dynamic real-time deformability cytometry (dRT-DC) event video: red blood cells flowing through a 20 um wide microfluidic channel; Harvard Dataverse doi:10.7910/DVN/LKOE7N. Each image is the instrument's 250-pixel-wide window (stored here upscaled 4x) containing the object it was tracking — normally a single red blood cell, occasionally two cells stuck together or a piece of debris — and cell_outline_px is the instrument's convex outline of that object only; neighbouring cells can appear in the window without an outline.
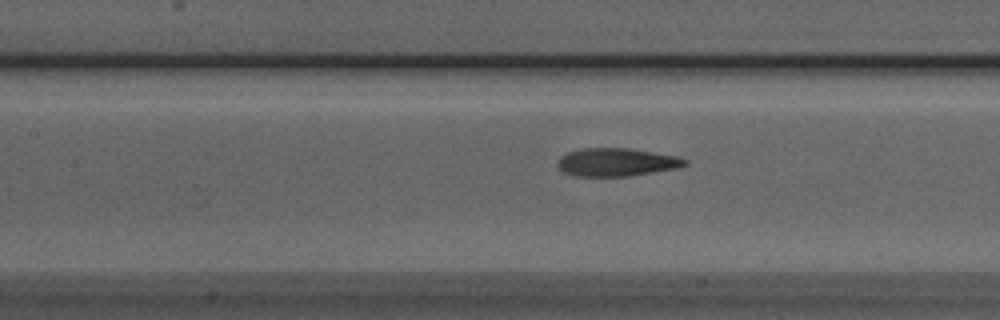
{"species": "Egyptian fruit bat (a non-hibernating species)", "species_latin": "Rousettus aegyptiacus", "temperature_condition": "room temperature", "stored_images_in_passage": 44, "camera_frame_rate_fps": 3000, "um_per_image_px": 0.085, "animal": {"sex": "male"}, "frame": {"image": 1, "passage_image": 22, "time_ms": 7.0, "image_size_px": [1000, 320], "cell_outline_px": [[688, 164], [676, 168], [628, 176], [576, 176], [564, 172], [556, 164], [560, 156], [568, 152], [584, 148], [628, 148], [680, 156], [688, 160]], "centroid_in_image_um": [52.42, 13.78], "position_along_channel_um": 155.0, "area_um2": 20.81}}
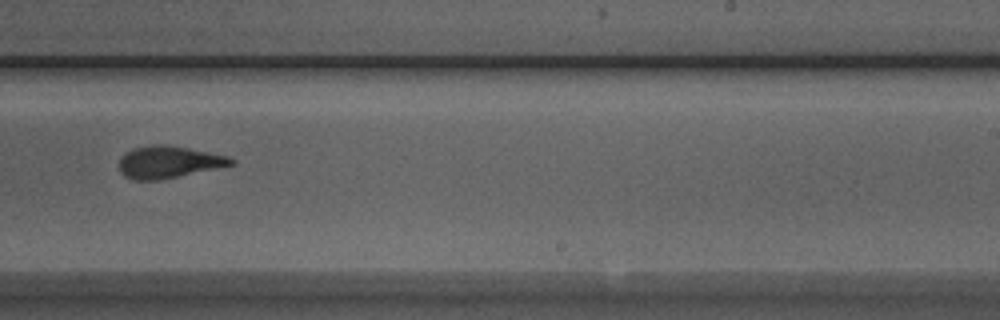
{"frame": {"image": 2, "passage_image": 31, "time_ms": 10.0, "image_size_px": [1000, 320], "cell_outline_px": [[236, 164], [156, 180], [132, 180], [124, 176], [120, 172], [120, 156], [124, 152], [132, 148], [152, 144], [168, 144], [228, 156], [236, 160]], "centroid_in_image_um": [14.29, 13.75], "position_along_channel_um": 274.7, "area_um2": 20.92}}
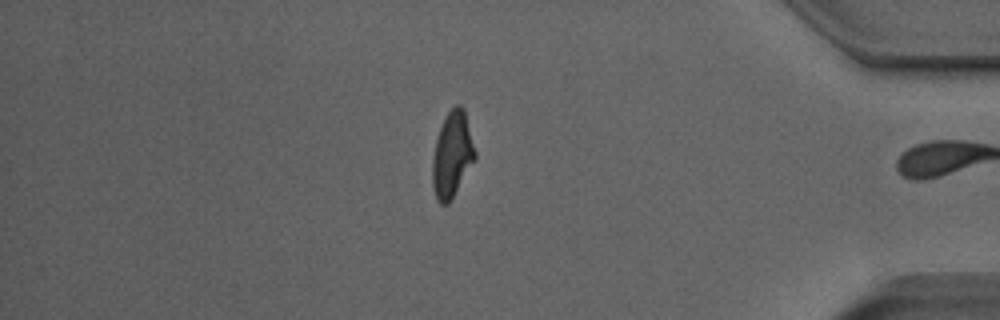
{"frame": {"image": 3, "passage_image": 43, "time_ms": 14.0, "image_size_px": [1000, 320], "cell_outline_px": [[476, 160], [448, 204], [440, 204], [436, 200], [432, 188], [432, 160], [436, 140], [440, 128], [448, 112], [456, 104], [460, 104], [464, 108], [476, 152]], "centroid_in_image_um": [38.44, 13.17], "position_along_channel_um": 396.8, "area_um2": 21.33}, "authors_computed_cell_mechanics": {"area_um2": 21.2415, "velocity_mm_per_s": 3.9998, "shape_relaxation_time_tau1_ms": 3.8656, "shape_relaxation_time_tau2_ms": 2.1157, "deformation_change_tau1": 0.195, "deformation_change_tau2": 0.0921}}